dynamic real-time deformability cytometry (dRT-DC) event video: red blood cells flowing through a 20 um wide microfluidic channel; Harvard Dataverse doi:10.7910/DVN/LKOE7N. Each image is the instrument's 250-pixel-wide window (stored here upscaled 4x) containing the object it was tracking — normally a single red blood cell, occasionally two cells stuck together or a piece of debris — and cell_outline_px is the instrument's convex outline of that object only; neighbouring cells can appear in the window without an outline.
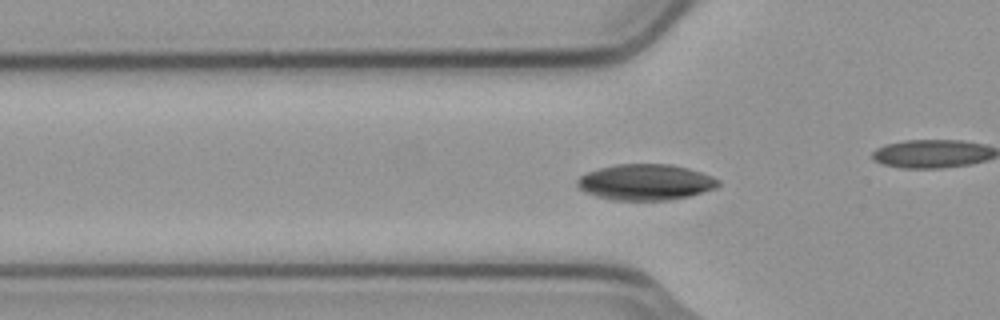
{"species": "common noctule bat (a hibernating species)", "species_latin": "Nyctalus noctula", "temperature_condition": "cold", "stored_images_in_passage": 49, "camera_frame_rate_fps": 3000, "um_per_image_px": 0.085, "animal": {"sex": "male", "body_mass_g": 23.1, "forearm_length_mm": 52.7}, "frame": {"image": 1, "passage_image": 18, "time_ms": 5.667, "image_size_px": [1000, 320], "cell_outline_px": [[720, 184], [716, 188], [688, 196], [668, 200], [612, 200], [596, 196], [584, 192], [576, 188], [576, 180], [580, 176], [588, 172], [600, 168], [616, 164], [672, 164], [688, 168], [712, 176], [720, 180]], "centroid_in_image_um": [54.84, 15.48], "position_along_channel_um": 71.0, "area_um2": 29.65}}
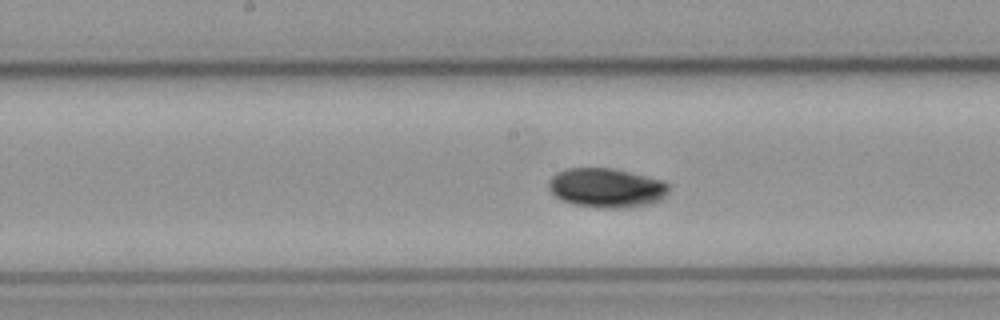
{"frame": {"image": 2, "passage_image": 28, "time_ms": 9.0, "image_size_px": [1000, 320], "cell_outline_px": [[668, 192], [660, 200], [652, 204], [632, 208], [596, 208], [572, 204], [560, 200], [548, 188], [548, 180], [556, 172], [568, 168], [612, 168], [664, 180], [668, 184]], "centroid_in_image_um": [51.55, 15.98], "position_along_channel_um": 196.7, "area_um2": 27.98}}
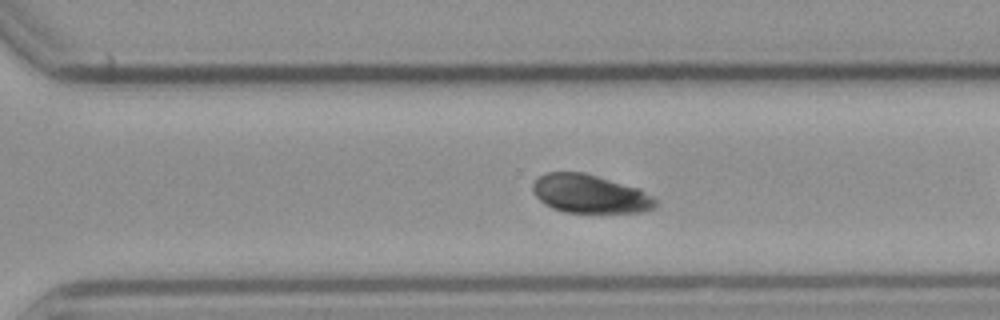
{"frame": {"image": 3, "passage_image": 38, "time_ms": 12.333, "image_size_px": [1000, 320], "cell_outline_px": [[660, 204], [656, 208], [644, 212], [564, 212], [552, 208], [544, 204], [532, 192], [532, 184], [540, 176], [548, 172], [584, 172], [640, 188], [652, 196]], "centroid_in_image_um": [50.18, 16.48], "position_along_channel_um": 320.4, "area_um2": 27.74}, "authors_computed_cell_mechanics": {"area_um2": 29.0156, "velocity_mm_per_s": 3.7276, "shape_relaxation_time_tau1_ms": 1.6105, "shape_relaxation_time_tau2_ms": null, "deformation_change_tau1": 0.0674, "deformation_change_tau2": null}}